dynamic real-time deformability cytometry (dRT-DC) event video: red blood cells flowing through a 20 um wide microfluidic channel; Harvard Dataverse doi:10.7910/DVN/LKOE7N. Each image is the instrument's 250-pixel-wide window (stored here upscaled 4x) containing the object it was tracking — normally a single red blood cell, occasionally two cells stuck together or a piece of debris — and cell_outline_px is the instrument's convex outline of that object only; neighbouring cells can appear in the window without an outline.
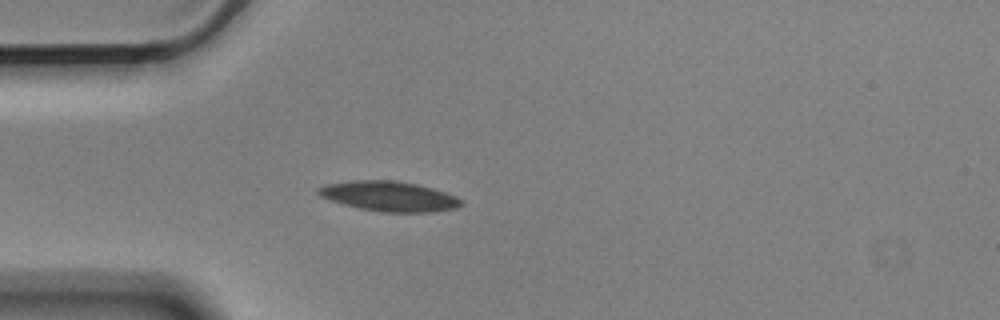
{"species": "Egyptian fruit bat (a non-hibernating species)", "species_latin": "Rousettus aegyptiacus", "temperature_condition": "cold", "stored_images_in_passage": 5, "camera_frame_rate_fps": 3000, "um_per_image_px": 0.085, "animal": {"sex": "male"}, "frame": {"image": 1, "passage_image": 5, "time_ms": 1.333, "image_size_px": [1000, 320], "cell_outline_px": [[464, 204], [456, 208], [432, 212], [384, 212], [360, 208], [344, 204], [320, 196], [316, 192], [320, 188], [328, 184], [352, 180], [396, 180], [416, 184], [432, 188], [456, 196]], "centroid_in_image_um": [33.11, 16.68], "position_along_channel_um": 51.9, "area_um2": 24.68}}